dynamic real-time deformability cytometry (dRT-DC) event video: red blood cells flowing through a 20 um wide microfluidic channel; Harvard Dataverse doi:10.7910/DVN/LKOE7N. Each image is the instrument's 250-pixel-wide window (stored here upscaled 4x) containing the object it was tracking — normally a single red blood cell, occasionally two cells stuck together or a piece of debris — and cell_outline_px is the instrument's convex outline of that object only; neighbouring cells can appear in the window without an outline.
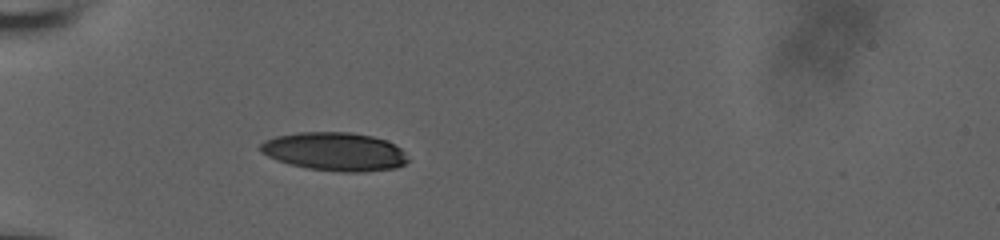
{"species": "human", "species_latin": "Homo sapiens", "temperature_condition": "room temperature", "stored_images_in_passage": 24, "camera_frame_rate_fps": 3000, "um_per_image_px": 0.085, "donor": {"sex": "male"}, "frame": {"image": 1, "passage_image": 1, "time_ms": 0.0, "image_size_px": [1000, 240], "cell_outline_px": [[408, 160], [404, 164], [396, 168], [360, 172], [344, 172], [308, 168], [288, 164], [268, 156], [260, 152], [260, 144], [264, 140], [276, 136], [296, 132], [352, 132], [372, 136], [384, 140], [400, 148], [404, 152]], "centroid_in_image_um": [28.42, 12.88], "position_along_channel_um": 56.6, "area_um2": 32.95}}
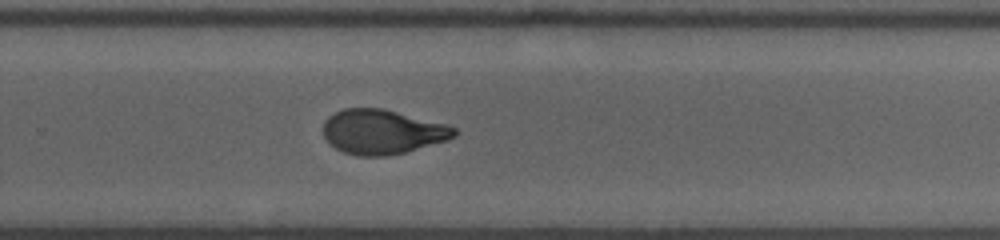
{"frame": {"image": 2, "passage_image": 13, "time_ms": 4.0, "image_size_px": [1000, 240], "cell_outline_px": [[460, 132], [456, 136], [448, 140], [404, 152], [384, 156], [356, 156], [344, 152], [328, 144], [324, 136], [324, 120], [328, 116], [344, 108], [384, 108], [444, 124], [456, 128]], "centroid_in_image_um": [32.48, 11.2], "position_along_channel_um": 297.3, "area_um2": 34.04}}
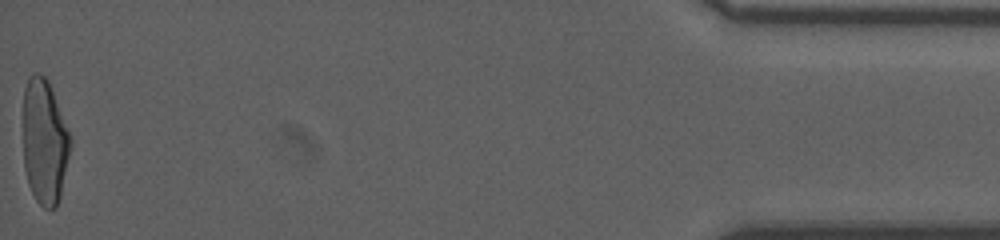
{"frame": {"image": 3, "passage_image": 24, "time_ms": 7.667, "image_size_px": [1000, 240], "cell_outline_px": [[72, 144], [60, 196], [56, 208], [44, 208], [36, 200], [28, 184], [24, 168], [24, 88], [28, 76], [32, 72], [36, 72], [44, 76], [48, 80], [72, 136]], "centroid_in_image_um": [3.8, 12.02], "position_along_channel_um": 431.4, "area_um2": 34.74}}